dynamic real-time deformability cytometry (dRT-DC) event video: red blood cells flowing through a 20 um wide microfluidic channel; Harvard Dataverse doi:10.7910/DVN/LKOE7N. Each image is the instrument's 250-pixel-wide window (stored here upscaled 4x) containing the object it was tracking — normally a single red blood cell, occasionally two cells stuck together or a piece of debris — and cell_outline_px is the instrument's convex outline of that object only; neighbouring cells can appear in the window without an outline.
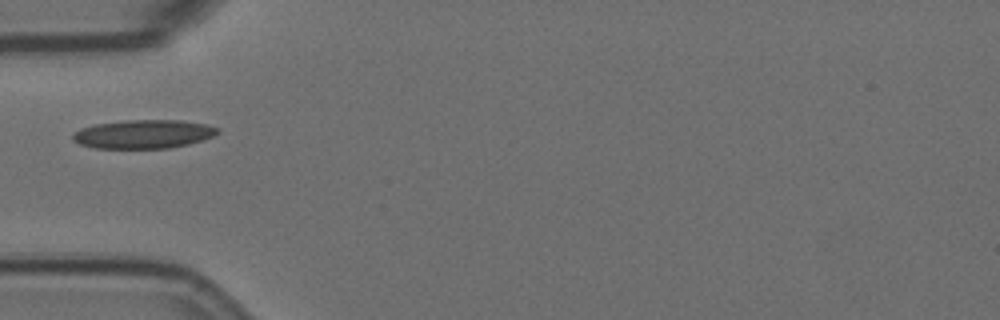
{"species": "Egyptian fruit bat (a non-hibernating species)", "species_latin": "Rousettus aegyptiacus", "temperature_condition": "room temperature", "stored_images_in_passage": 5, "camera_frame_rate_fps": 3000, "um_per_image_px": 0.085, "animal": {"sex": "female"}, "frame": {"image": 1, "passage_image": 1, "time_ms": 0.0, "image_size_px": [1000, 320], "cell_outline_px": [[220, 132], [212, 136], [188, 144], [168, 148], [96, 148], [80, 144], [72, 140], [72, 136], [80, 128], [96, 124], [124, 120], [180, 120], [208, 124], [220, 128]], "centroid_in_image_um": [12.21, 11.39], "position_along_channel_um": 72.8, "area_um2": 24.16}}
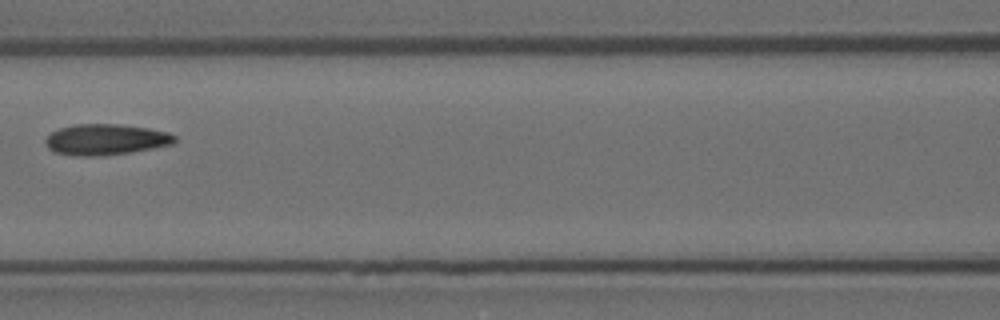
{"frame": {"image": 2, "passage_image": 3, "time_ms": 2.333, "image_size_px": [1000, 320], "cell_outline_px": [[176, 140], [172, 144], [152, 148], [128, 152], [100, 156], [72, 156], [56, 152], [48, 148], [44, 144], [44, 140], [52, 132], [60, 128], [72, 124], [116, 124], [148, 128], [168, 132], [176, 136]], "centroid_in_image_um": [8.95, 11.86], "position_along_channel_um": 157.6, "area_um2": 23.24}}
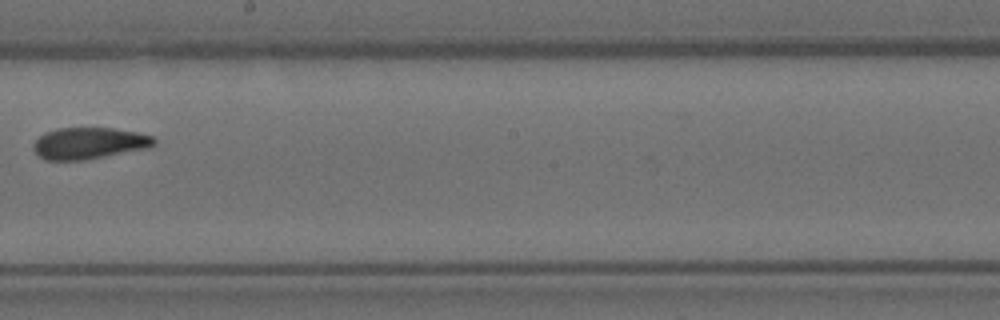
{"frame": {"image": 3, "passage_image": 5, "time_ms": 4.667, "image_size_px": [1000, 320], "cell_outline_px": [[156, 144], [152, 148], [84, 160], [44, 160], [32, 148], [32, 144], [44, 132], [56, 128], [112, 128], [136, 132], [152, 136], [156, 140]], "centroid_in_image_um": [7.59, 12.18], "position_along_channel_um": 240.6, "area_um2": 22.43}}